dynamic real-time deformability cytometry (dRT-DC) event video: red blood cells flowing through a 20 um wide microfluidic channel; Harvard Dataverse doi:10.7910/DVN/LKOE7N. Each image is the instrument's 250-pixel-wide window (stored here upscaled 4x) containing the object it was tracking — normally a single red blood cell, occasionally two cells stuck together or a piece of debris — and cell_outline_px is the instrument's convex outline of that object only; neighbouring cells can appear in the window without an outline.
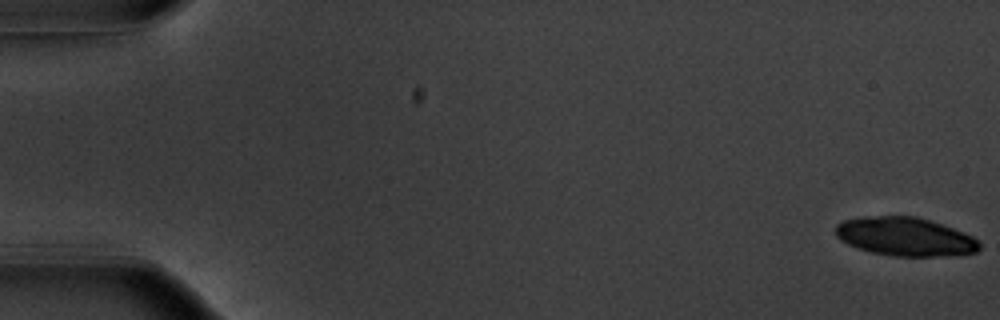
{"species": "common noctule bat (a hibernating species)", "species_latin": "Nyctalus noctula", "temperature_condition": "warm", "stored_images_in_passage": 54, "segment_of_instrument_passage": [1, 2], "camera_frame_rate_fps": 3000, "um_per_image_px": 0.085, "animal": {"sex": "male", "body_mass_g": 20.1, "forearm_length_mm": 53.5}, "frame": {"image": 1, "passage_image": 1, "time_ms": 0.0, "image_size_px": [1000, 320], "cell_outline_px": [[980, 248], [976, 252], [936, 256], [892, 256], [872, 252], [848, 244], [840, 240], [836, 236], [836, 224], [844, 220], [864, 216], [916, 216], [964, 232], [972, 236], [980, 244]], "centroid_in_image_um": [76.9, 20.11], "position_along_channel_um": 8.1, "area_um2": 32.02}}